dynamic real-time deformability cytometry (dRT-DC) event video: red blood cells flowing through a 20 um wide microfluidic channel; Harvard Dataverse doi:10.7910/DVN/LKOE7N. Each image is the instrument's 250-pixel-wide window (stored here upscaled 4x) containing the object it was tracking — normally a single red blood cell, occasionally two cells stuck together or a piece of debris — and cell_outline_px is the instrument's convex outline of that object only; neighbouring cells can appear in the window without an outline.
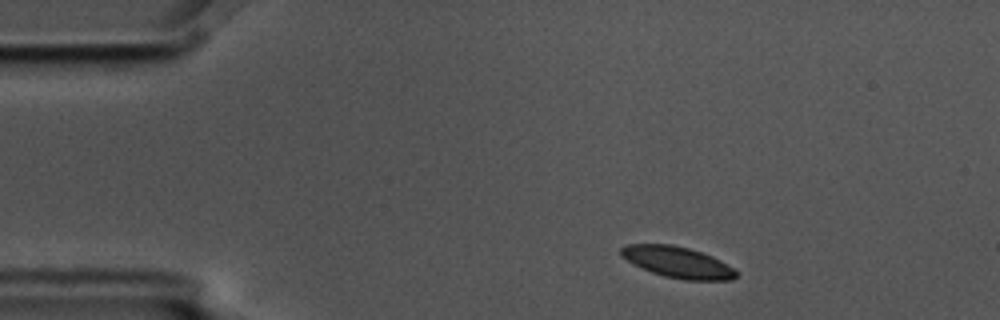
{"species": "common noctule bat (a hibernating species)", "species_latin": "Nyctalus noctula", "temperature_condition": "cold", "stored_images_in_passage": 3, "camera_frame_rate_fps": 3000, "um_per_image_px": 0.085, "animal": {"sex": "male", "body_mass_g": 17.5, "forearm_length_mm": 52.3}, "frame": {"image": 1, "passage_image": 1, "time_ms": 0.0, "image_size_px": [1000, 320], "cell_outline_px": [[736, 276], [732, 280], [684, 280], [664, 276], [652, 272], [620, 256], [620, 248], [628, 244], [672, 244], [688, 248], [712, 256], [720, 260], [732, 268], [736, 272]], "centroid_in_image_um": [57.59, 22.28], "position_along_channel_um": 27.4, "area_um2": 20.58}}